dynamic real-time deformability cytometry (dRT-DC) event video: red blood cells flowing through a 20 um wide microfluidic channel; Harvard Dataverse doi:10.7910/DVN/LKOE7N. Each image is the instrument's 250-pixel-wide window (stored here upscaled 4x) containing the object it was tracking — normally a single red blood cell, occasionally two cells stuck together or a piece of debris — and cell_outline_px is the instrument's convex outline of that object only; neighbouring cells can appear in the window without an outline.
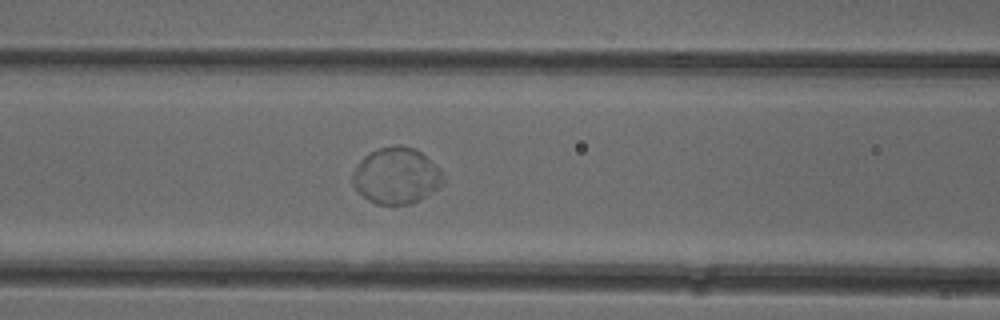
{"species": "common noctule bat (a hibernating species)", "species_latin": "Nyctalus noctula", "temperature_condition": "cold", "stored_images_in_passage": 52, "segment_of_instrument_passage": [2, 2], "camera_frame_rate_fps": 3000, "um_per_image_px": 0.085, "animal": {"sex": "female"}, "frame": {"image": 1, "passage_image": 22, "time_ms": 7.0, "image_size_px": [1000, 320], "cell_outline_px": [[444, 184], [420, 200], [412, 204], [376, 204], [368, 200], [352, 184], [352, 172], [360, 160], [364, 156], [376, 148], [396, 144], [400, 144], [416, 148], [436, 164], [440, 168], [444, 180]], "centroid_in_image_um": [33.7, 14.91], "position_along_channel_um": 132.9, "area_um2": 30.06}}
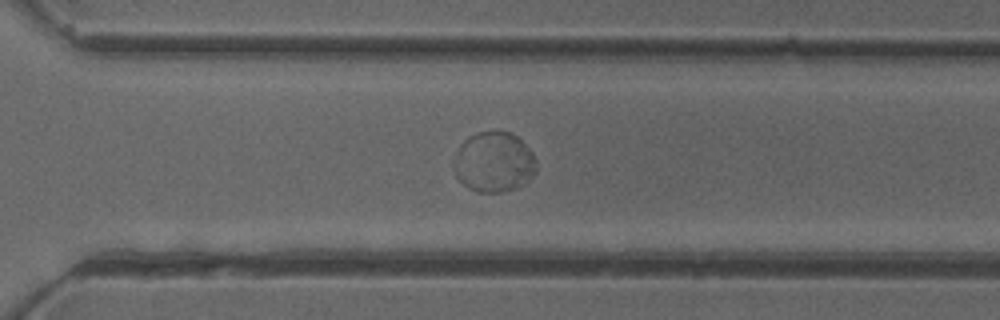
{"frame": {"image": 2, "passage_image": 37, "time_ms": 12.0, "image_size_px": [1000, 320], "cell_outline_px": [[536, 172], [524, 184], [500, 192], [480, 192], [468, 188], [456, 176], [456, 172], [460, 144], [468, 136], [476, 132], [512, 132], [532, 152], [536, 160]], "centroid_in_image_um": [42.03, 13.77], "position_along_channel_um": 328.6, "area_um2": 28.26}}
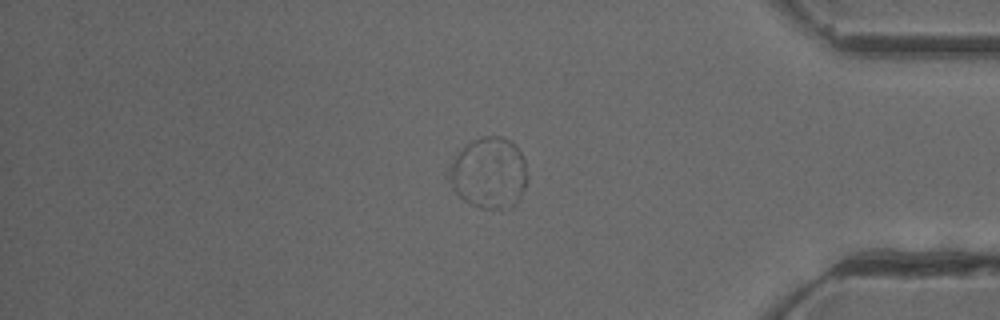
{"frame": {"image": 3, "passage_image": 44, "time_ms": 14.333, "image_size_px": [1000, 320], "cell_outline_px": [[528, 176], [524, 188], [516, 204], [508, 208], [480, 208], [464, 200], [452, 188], [444, 172], [456, 156], [472, 140], [480, 136], [500, 136], [512, 140], [516, 144], [524, 156]], "centroid_in_image_um": [41.57, 14.68], "position_along_channel_um": 393.6, "area_um2": 32.89}}